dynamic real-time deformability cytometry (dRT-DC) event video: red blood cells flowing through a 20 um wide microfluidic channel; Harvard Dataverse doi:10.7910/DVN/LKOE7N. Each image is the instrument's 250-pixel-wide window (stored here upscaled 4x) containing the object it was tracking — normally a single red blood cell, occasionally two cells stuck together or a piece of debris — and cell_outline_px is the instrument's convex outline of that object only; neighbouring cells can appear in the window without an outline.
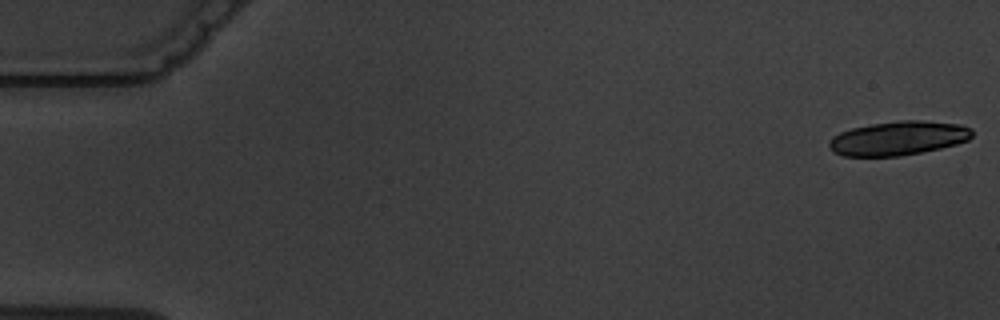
{"species": "common noctule bat (a hibernating species)", "species_latin": "Nyctalus noctula", "temperature_condition": "warm", "stored_images_in_passage": 6, "camera_frame_rate_fps": 3000, "um_per_image_px": 0.085, "animal": {"sex": "male", "body_mass_g": 19.5, "forearm_length_mm": 54.6}, "frame": {"image": 1, "passage_image": 1, "time_ms": 0.0, "image_size_px": [1000, 320], "cell_outline_px": [[972, 136], [968, 140], [956, 144], [940, 148], [900, 156], [844, 156], [836, 152], [828, 144], [832, 136], [840, 132], [852, 128], [872, 124], [900, 120], [920, 120], [960, 124], [972, 128]], "centroid_in_image_um": [76.38, 11.74], "position_along_channel_um": 8.6, "area_um2": 28.21}}